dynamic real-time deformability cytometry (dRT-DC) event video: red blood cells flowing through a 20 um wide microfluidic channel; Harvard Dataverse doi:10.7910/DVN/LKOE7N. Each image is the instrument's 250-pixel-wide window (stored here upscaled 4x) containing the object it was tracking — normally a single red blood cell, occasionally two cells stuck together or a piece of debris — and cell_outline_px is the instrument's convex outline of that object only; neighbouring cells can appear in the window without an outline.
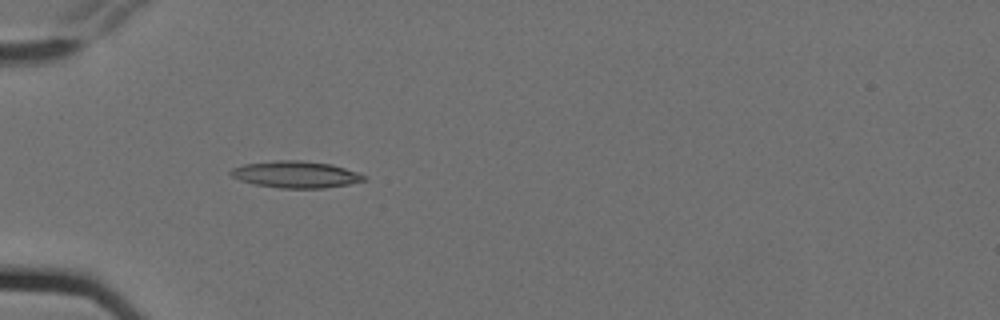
{"species": "Egyptian fruit bat (a non-hibernating species)", "species_latin": "Rousettus aegyptiacus", "temperature_condition": "cold", "stored_images_in_passage": 6, "camera_frame_rate_fps": 3000, "um_per_image_px": 0.085, "animal": {"sex": "female"}, "frame": {"image": 1, "passage_image": 5, "time_ms": 1.333, "image_size_px": [1000, 320], "cell_outline_px": [[368, 180], [348, 184], [324, 188], [280, 188], [256, 184], [240, 180], [232, 176], [228, 172], [232, 168], [244, 164], [276, 160], [300, 160], [332, 164], [368, 176]], "centroid_in_image_um": [25.16, 14.82], "position_along_channel_um": 59.8, "area_um2": 20.75}}
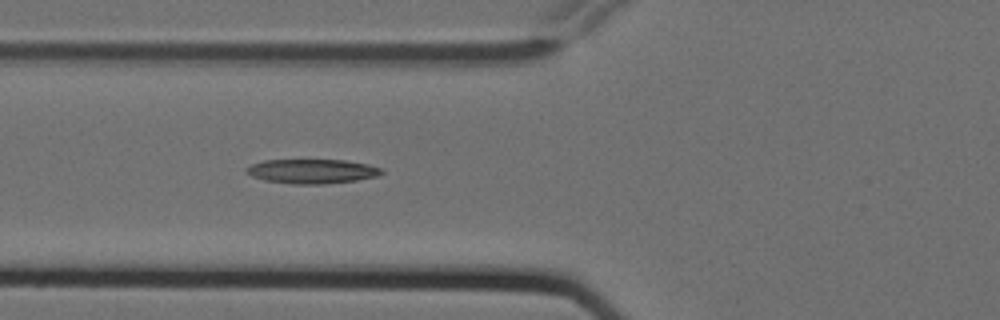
{"frame": {"image": 2, "passage_image": 6, "time_ms": 1.667, "image_size_px": [1000, 320], "cell_outline_px": [[384, 172], [380, 176], [356, 180], [324, 184], [292, 184], [264, 180], [252, 176], [244, 172], [244, 168], [252, 164], [264, 160], [344, 160], [368, 164], [380, 168]], "centroid_in_image_um": [26.51, 14.56], "position_along_channel_um": 99.3, "area_um2": 19.31}}